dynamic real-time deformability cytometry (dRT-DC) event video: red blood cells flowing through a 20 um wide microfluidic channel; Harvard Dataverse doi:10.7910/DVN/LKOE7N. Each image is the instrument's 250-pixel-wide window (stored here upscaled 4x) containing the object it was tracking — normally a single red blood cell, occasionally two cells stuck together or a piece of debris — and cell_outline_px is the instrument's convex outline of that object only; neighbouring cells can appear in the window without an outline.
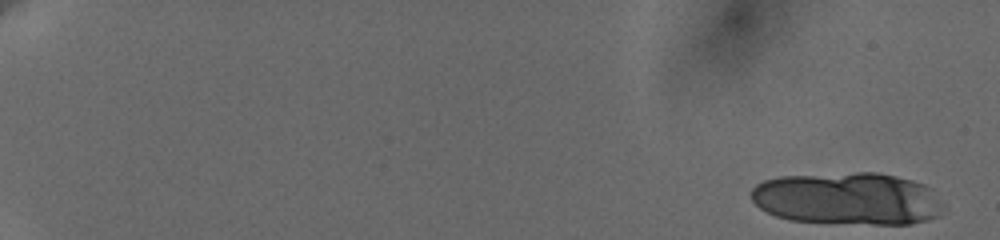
{"species": "human", "species_latin": "Homo sapiens", "temperature_condition": "cold", "stored_images_in_passage": 19, "camera_frame_rate_fps": 3000, "um_per_image_px": 0.085, "donor": {"sex": "female"}, "frame": {"image": 1, "passage_image": 1, "time_ms": 0.0, "image_size_px": [1000, 240], "cell_outline_px": [[948, 212], [940, 216], [928, 220], [912, 224], [828, 224], [788, 220], [776, 216], [760, 208], [752, 200], [752, 188], [756, 184], [764, 180], [780, 176], [856, 172], [876, 172], [896, 176], [912, 180], [924, 184], [932, 188], [948, 208]], "centroid_in_image_um": [72.14, 16.91], "position_along_channel_um": 12.9, "area_um2": 60.23}}